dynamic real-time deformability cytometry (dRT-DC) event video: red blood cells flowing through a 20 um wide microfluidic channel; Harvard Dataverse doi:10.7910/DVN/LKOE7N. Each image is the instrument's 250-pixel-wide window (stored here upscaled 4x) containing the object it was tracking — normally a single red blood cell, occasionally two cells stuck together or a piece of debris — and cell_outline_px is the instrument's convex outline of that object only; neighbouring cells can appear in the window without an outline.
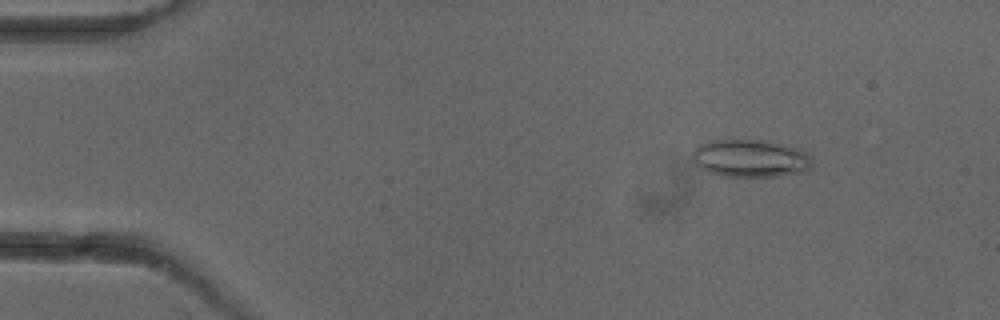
{"species": "common noctule bat (a hibernating species)", "species_latin": "Nyctalus noctula", "temperature_condition": "cold", "stored_images_in_passage": 5, "camera_frame_rate_fps": 3000, "um_per_image_px": 0.085, "animal": {"sex": "female"}, "frame": {"image": 1, "passage_image": 1, "time_ms": 0.0, "image_size_px": [1000, 320], "cell_outline_px": [[812, 168], [804, 172], [776, 176], [724, 176], [708, 172], [700, 168], [692, 160], [692, 152], [700, 144], [708, 140], [764, 140], [800, 148], [812, 160]], "centroid_in_image_um": [63.78, 13.46], "position_along_channel_um": 21.2, "area_um2": 26.36}}
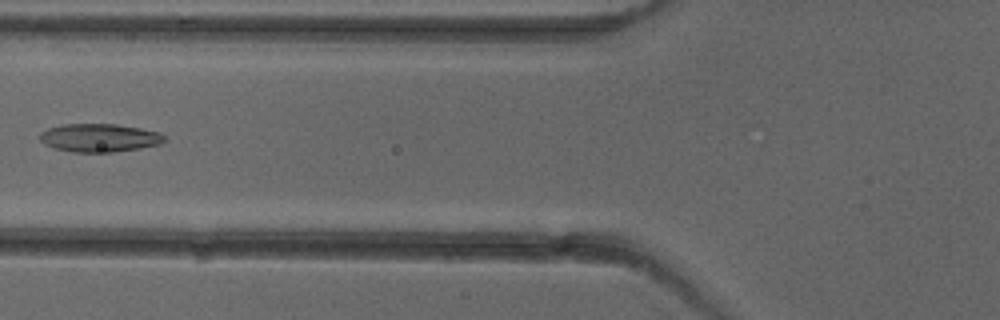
{"frame": {"image": 2, "passage_image": 5, "time_ms": 4.667, "image_size_px": [1000, 320], "cell_outline_px": [[168, 140], [160, 144], [140, 148], [112, 152], [72, 152], [52, 148], [44, 144], [40, 140], [40, 132], [48, 128], [64, 124], [116, 124], [140, 128], [160, 132]], "centroid_in_image_um": [8.45, 11.71], "position_along_channel_um": 117.4, "area_um2": 20.63}}